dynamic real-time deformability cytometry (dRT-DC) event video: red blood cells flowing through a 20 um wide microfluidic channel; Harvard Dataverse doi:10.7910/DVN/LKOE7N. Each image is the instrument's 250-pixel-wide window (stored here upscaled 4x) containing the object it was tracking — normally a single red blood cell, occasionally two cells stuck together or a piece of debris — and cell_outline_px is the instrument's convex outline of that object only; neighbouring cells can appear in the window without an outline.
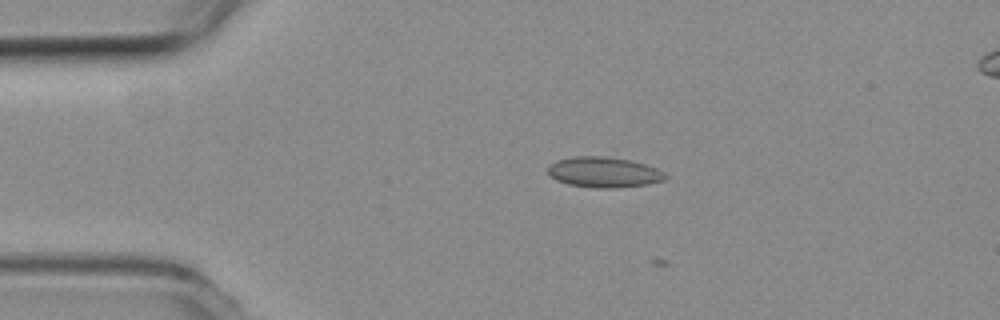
{"species": "common noctule bat (a hibernating species)", "species_latin": "Nyctalus noctula", "temperature_condition": "room temperature", "stored_images_in_passage": 4, "camera_frame_rate_fps": 3000, "um_per_image_px": 0.085, "animal": {"sex": "female", "body_mass_g": 19.3, "forearm_length_mm": 54.1}, "frame": {"image": 1, "passage_image": 2, "time_ms": 0.333, "image_size_px": [1000, 320], "cell_outline_px": [[668, 176], [664, 180], [648, 184], [616, 188], [596, 188], [568, 184], [556, 180], [548, 172], [548, 164], [556, 160], [572, 156], [604, 156], [628, 160], [644, 164], [656, 168], [664, 172]], "centroid_in_image_um": [51.31, 14.64], "position_along_channel_um": 33.7, "area_um2": 20.87}}